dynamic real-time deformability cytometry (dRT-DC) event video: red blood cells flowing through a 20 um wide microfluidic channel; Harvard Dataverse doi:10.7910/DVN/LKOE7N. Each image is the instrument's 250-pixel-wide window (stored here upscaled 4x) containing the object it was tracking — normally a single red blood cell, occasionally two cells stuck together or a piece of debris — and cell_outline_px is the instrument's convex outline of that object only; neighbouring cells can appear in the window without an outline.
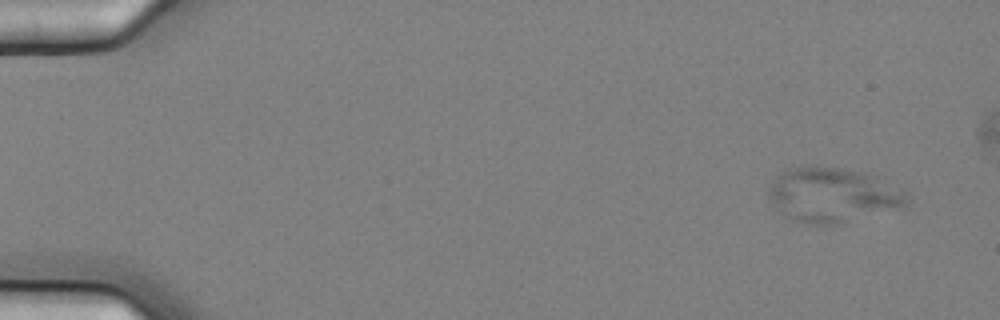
{"species": "common noctule bat (a hibernating species)", "species_latin": "Nyctalus noctula", "temperature_condition": "cold", "stored_images_in_passage": 5, "camera_frame_rate_fps": 3000, "um_per_image_px": 0.085, "animal": {"sex": "female", "body_mass_g": 25.1}, "frame": {"image": 1, "passage_image": 1, "time_ms": 0.0, "image_size_px": [1000, 320], "cell_outline_px": [[908, 204], [836, 224], [808, 224], [792, 220], [784, 216], [768, 196], [768, 188], [772, 180], [784, 168], [816, 164], [840, 168], [860, 172], [876, 176], [908, 192]], "centroid_in_image_um": [70.7, 16.53], "position_along_channel_um": 14.3, "area_um2": 43.93}}